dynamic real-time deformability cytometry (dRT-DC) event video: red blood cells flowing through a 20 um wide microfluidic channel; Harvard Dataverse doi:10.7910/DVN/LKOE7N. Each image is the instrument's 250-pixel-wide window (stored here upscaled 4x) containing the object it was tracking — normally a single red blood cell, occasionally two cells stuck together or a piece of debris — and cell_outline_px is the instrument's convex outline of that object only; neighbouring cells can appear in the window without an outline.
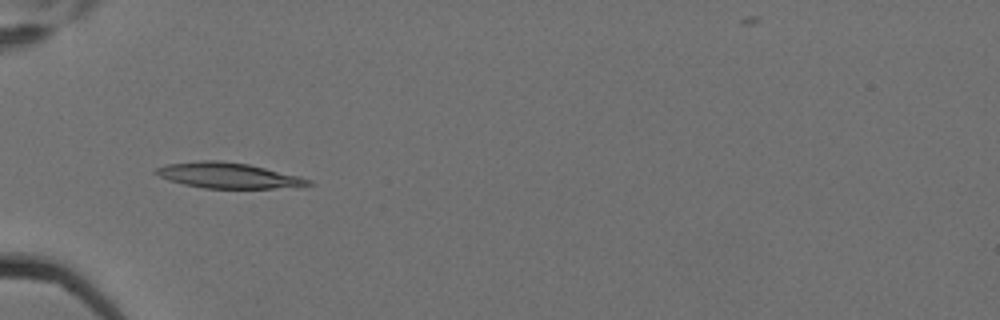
{"species": "Egyptian fruit bat (a non-hibernating species)", "species_latin": "Rousettus aegyptiacus", "temperature_condition": "cold", "stored_images_in_passage": 6, "camera_frame_rate_fps": 3000, "um_per_image_px": 0.085, "animal": {"sex": "female"}, "frame": {"image": 1, "passage_image": 5, "time_ms": 1.333, "image_size_px": [1000, 320], "cell_outline_px": [[316, 184], [300, 188], [204, 188], [184, 184], [168, 180], [152, 172], [156, 168], [164, 164], [200, 160], [220, 160], [248, 164], [300, 176], [312, 180]], "centroid_in_image_um": [19.46, 14.92], "position_along_channel_um": 65.5, "area_um2": 23.06}}